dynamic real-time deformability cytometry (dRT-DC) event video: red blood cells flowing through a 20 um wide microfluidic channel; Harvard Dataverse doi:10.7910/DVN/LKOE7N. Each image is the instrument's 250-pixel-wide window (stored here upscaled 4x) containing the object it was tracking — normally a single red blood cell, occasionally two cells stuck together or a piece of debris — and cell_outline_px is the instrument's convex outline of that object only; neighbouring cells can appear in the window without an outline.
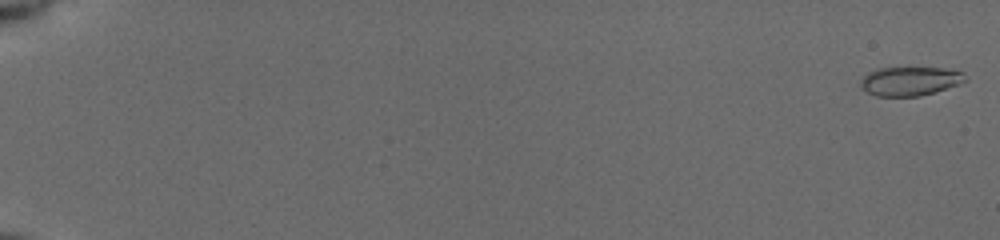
{"species": "common noctule bat (a hibernating species)", "species_latin": "Nyctalus noctula", "temperature_condition": "cold", "stored_images_in_passage": 55, "camera_frame_rate_fps": 3000, "um_per_image_px": 0.085, "animal": {"sex": "female", "body_mass_g": 19.5, "forearm_length_mm": 54.1}, "frame": {"image": 1, "passage_image": 1, "time_ms": 0.0, "image_size_px": [1000, 240], "cell_outline_px": [[968, 80], [920, 96], [876, 96], [868, 92], [860, 84], [864, 76], [868, 72], [880, 68], [940, 68], [964, 72]], "centroid_in_image_um": [77.35, 6.89], "position_along_channel_um": 7.7, "area_um2": 17.22}}
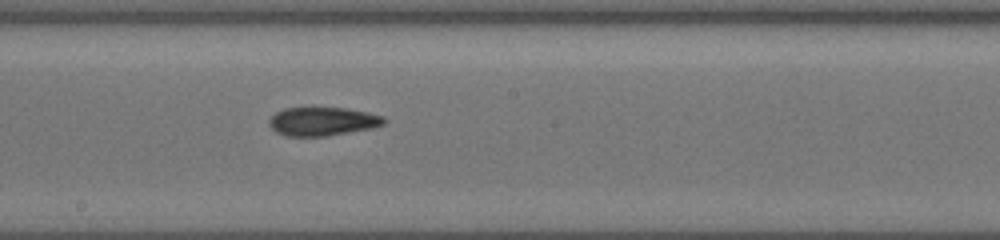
{"frame": {"image": 2, "passage_image": 33, "time_ms": 10.667, "image_size_px": [1000, 240], "cell_outline_px": [[388, 120], [384, 124], [372, 128], [328, 136], [284, 136], [276, 132], [268, 124], [268, 120], [276, 112], [284, 108], [348, 108], [384, 116]], "centroid_in_image_um": [27.42, 10.32], "position_along_channel_um": 220.8, "area_um2": 19.25}}
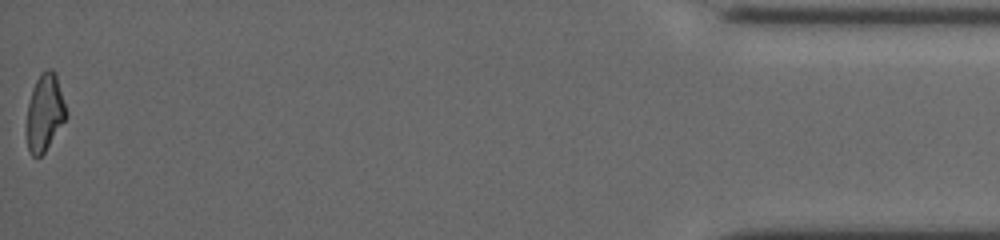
{"frame": {"image": 3, "passage_image": 55, "time_ms": 18.0, "image_size_px": [1000, 240], "cell_outline_px": [[68, 116], [44, 152], [40, 156], [32, 156], [28, 152], [28, 104], [32, 88], [40, 72], [48, 68], [52, 68], [56, 72], [68, 112]], "centroid_in_image_um": [3.84, 9.5], "position_along_channel_um": 431.4, "area_um2": 17.74}, "authors_computed_cell_mechanics": {"area_um2": 18.5538, "velocity_mm_per_s": 3.9446, "shape_relaxation_time_tau1_ms": 11.0523, "shape_relaxation_time_tau2_ms": 4.4915, "deformation_change_tau1": 0.246, "deformation_change_tau2": 0.1089}}